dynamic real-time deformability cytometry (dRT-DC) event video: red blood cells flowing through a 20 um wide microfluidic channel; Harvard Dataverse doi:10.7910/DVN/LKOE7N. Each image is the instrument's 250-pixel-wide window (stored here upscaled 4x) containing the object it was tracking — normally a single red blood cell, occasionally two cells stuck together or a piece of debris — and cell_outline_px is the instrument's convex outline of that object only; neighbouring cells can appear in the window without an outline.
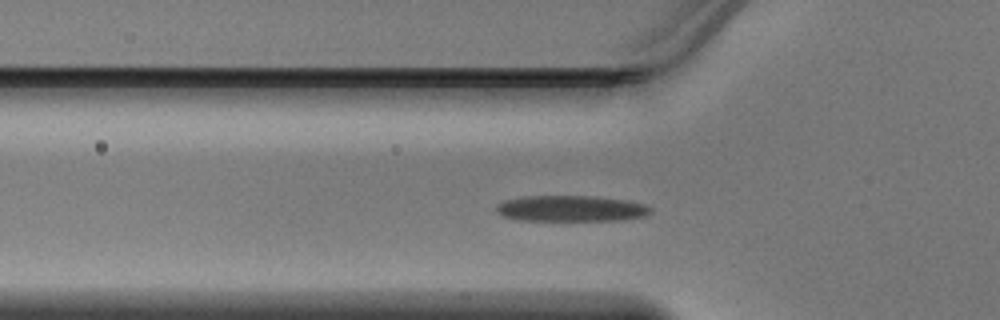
{"species": "Egyptian fruit bat (a non-hibernating species)", "species_latin": "Rousettus aegyptiacus", "temperature_condition": "warm", "stored_images_in_passage": 35, "camera_frame_rate_fps": 3000, "um_per_image_px": 0.085, "animal": {"sex": "male"}, "frame": {"image": 1, "passage_image": 3, "time_ms": 0.667, "image_size_px": [1000, 320], "cell_outline_px": [[652, 212], [644, 216], [616, 220], [520, 220], [500, 216], [496, 212], [496, 204], [504, 200], [524, 196], [596, 196], [628, 200], [644, 204], [652, 208]], "centroid_in_image_um": [48.5, 17.71], "position_along_channel_um": 77.3, "area_um2": 23.47}}
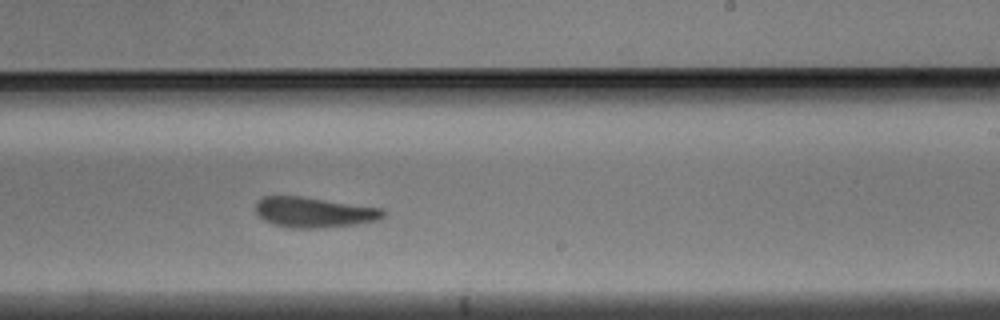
{"frame": {"image": 2, "passage_image": 16, "time_ms": 5.0, "image_size_px": [1000, 320], "cell_outline_px": [[384, 216], [376, 220], [356, 224], [312, 228], [292, 228], [276, 224], [264, 220], [256, 212], [256, 200], [264, 196], [300, 196], [384, 208]], "centroid_in_image_um": [26.68, 18.03], "position_along_channel_um": 262.3, "area_um2": 22.31}}
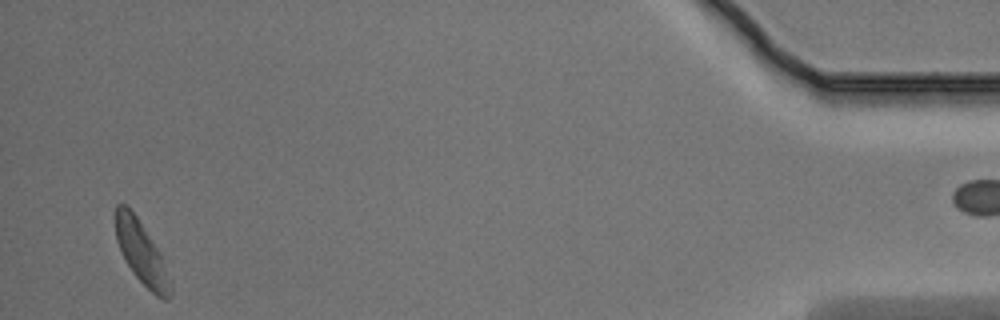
{"frame": {"image": 3, "passage_image": 33, "time_ms": 10.667, "image_size_px": [1000, 320], "cell_outline_px": [[172, 292], [168, 300], [164, 300], [156, 296], [132, 272], [124, 260], [116, 240], [116, 204], [124, 204], [136, 216], [160, 252], [172, 284]], "centroid_in_image_um": [12.04, 21.54], "position_along_channel_um": 423.2, "area_um2": 19.71}}